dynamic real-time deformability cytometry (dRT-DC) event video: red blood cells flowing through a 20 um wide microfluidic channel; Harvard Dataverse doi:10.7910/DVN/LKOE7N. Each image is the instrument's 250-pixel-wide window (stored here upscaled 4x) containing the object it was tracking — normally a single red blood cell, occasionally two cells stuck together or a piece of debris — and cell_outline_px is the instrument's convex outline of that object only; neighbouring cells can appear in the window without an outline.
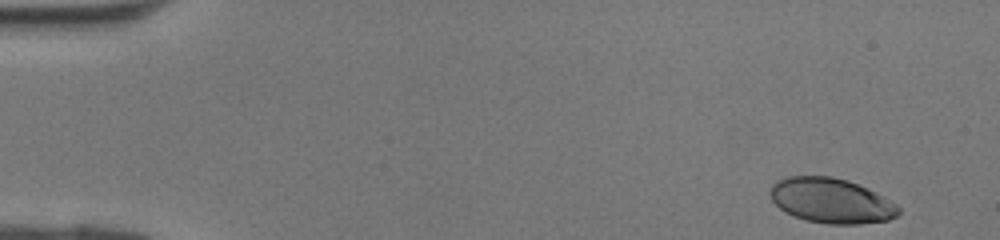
{"species": "human", "species_latin": "Homo sapiens", "temperature_condition": "room temperature", "stored_images_in_passage": 39, "camera_frame_rate_fps": 3000, "um_per_image_px": 0.085, "donor": {"sex": "female"}, "frame": {"image": 1, "passage_image": 1, "time_ms": 0.0, "image_size_px": [1000, 240], "cell_outline_px": [[900, 212], [896, 216], [888, 220], [860, 224], [828, 224], [804, 220], [792, 216], [784, 212], [772, 200], [768, 192], [772, 184], [776, 180], [788, 176], [832, 176], [848, 180], [876, 192], [884, 196], [896, 204], [900, 208]], "centroid_in_image_um": [70.62, 17.05], "position_along_channel_um": 14.4, "area_um2": 33.99}}
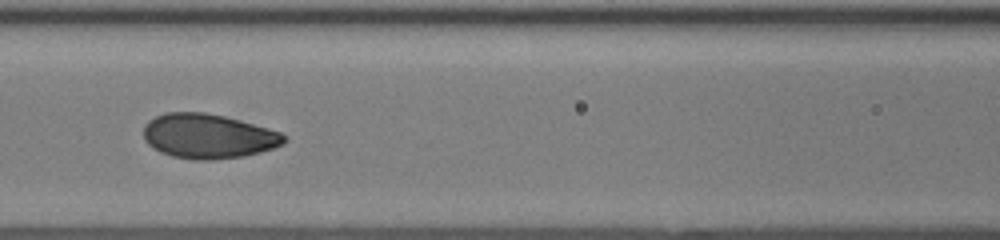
{"frame": {"image": 2, "passage_image": 17, "time_ms": 5.333, "image_size_px": [1000, 240], "cell_outline_px": [[288, 140], [284, 144], [260, 152], [244, 156], [208, 160], [196, 160], [172, 156], [160, 152], [148, 144], [144, 140], [144, 124], [148, 120], [164, 112], [204, 112], [224, 116], [240, 120], [268, 128], [280, 132], [288, 136]], "centroid_in_image_um": [17.7, 11.57], "position_along_channel_um": 148.9, "area_um2": 36.7}}
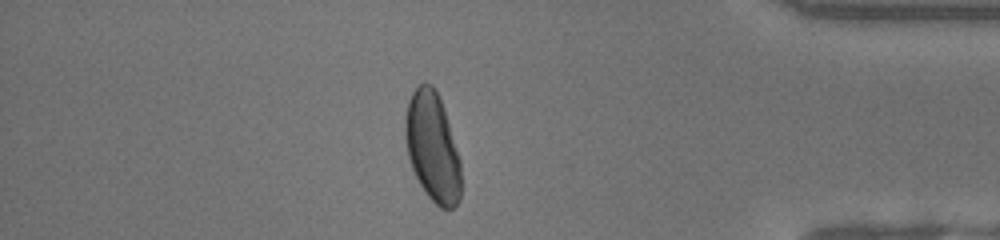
{"frame": {"image": 3, "passage_image": 34, "time_ms": 11.0, "image_size_px": [1000, 240], "cell_outline_px": [[460, 200], [452, 208], [440, 208], [428, 196], [420, 184], [412, 168], [408, 156], [404, 136], [404, 120], [408, 100], [412, 92], [424, 80], [432, 84], [436, 88], [460, 160]], "centroid_in_image_um": [36.73, 12.47], "position_along_channel_um": 398.5, "area_um2": 35.26}}